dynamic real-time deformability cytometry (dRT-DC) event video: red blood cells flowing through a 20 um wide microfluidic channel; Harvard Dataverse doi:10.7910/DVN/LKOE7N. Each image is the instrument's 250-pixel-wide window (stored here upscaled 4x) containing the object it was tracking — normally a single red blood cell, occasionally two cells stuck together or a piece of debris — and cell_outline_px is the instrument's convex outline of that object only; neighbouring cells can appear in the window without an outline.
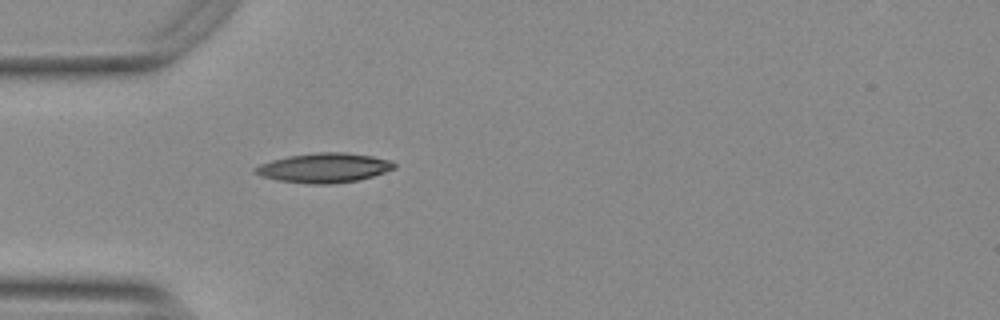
{"species": "Egyptian fruit bat (a non-hibernating species)", "species_latin": "Rousettus aegyptiacus", "temperature_condition": "warm", "stored_images_in_passage": 39, "camera_frame_rate_fps": 3000, "um_per_image_px": 0.085, "animal": {"sex": "female"}, "frame": {"image": 1, "passage_image": 1, "time_ms": 0.0, "image_size_px": [1000, 320], "cell_outline_px": [[396, 168], [360, 180], [328, 184], [308, 184], [276, 180], [260, 176], [252, 172], [252, 168], [260, 164], [272, 160], [288, 156], [316, 152], [344, 152], [372, 156], [392, 160], [396, 164]], "centroid_in_image_um": [27.52, 14.27], "position_along_channel_um": 57.5, "area_um2": 24.16}}
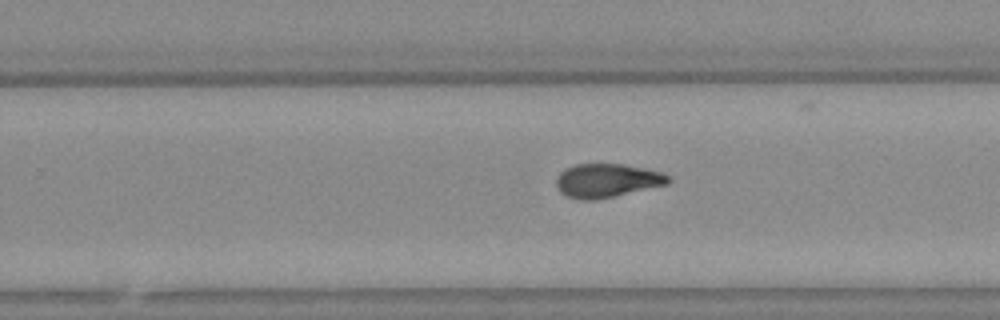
{"frame": {"image": 2, "passage_image": 19, "time_ms": 6.0, "image_size_px": [1000, 320], "cell_outline_px": [[672, 180], [668, 184], [596, 200], [580, 200], [568, 196], [560, 192], [556, 184], [556, 180], [560, 172], [576, 164], [624, 164], [660, 172], [668, 176]], "centroid_in_image_um": [51.59, 15.35], "position_along_channel_um": 278.2, "area_um2": 21.79}}
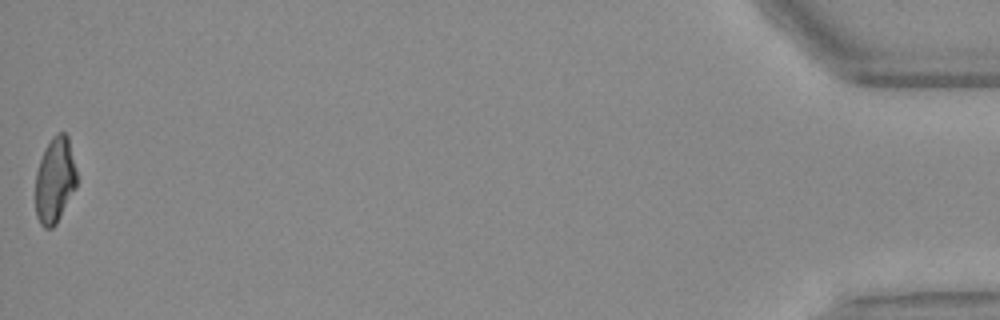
{"frame": {"image": 3, "passage_image": 39, "time_ms": 12.667, "image_size_px": [1000, 320], "cell_outline_px": [[76, 188], [56, 224], [52, 228], [44, 228], [40, 224], [36, 216], [36, 172], [44, 148], [52, 136], [56, 132], [64, 132], [68, 136], [76, 172]], "centroid_in_image_um": [4.65, 15.31], "position_along_channel_um": 430.5, "area_um2": 20.63}, "authors_computed_cell_mechanics": {"area_um2": 21.8484, "velocity_mm_per_s": 3.7601, "shape_relaxation_time_tau1_ms": 5.3308, "shape_relaxation_time_tau2_ms": 2.5285, "deformation_change_tau1": 0.1871, "deformation_change_tau2": 0.0783}}